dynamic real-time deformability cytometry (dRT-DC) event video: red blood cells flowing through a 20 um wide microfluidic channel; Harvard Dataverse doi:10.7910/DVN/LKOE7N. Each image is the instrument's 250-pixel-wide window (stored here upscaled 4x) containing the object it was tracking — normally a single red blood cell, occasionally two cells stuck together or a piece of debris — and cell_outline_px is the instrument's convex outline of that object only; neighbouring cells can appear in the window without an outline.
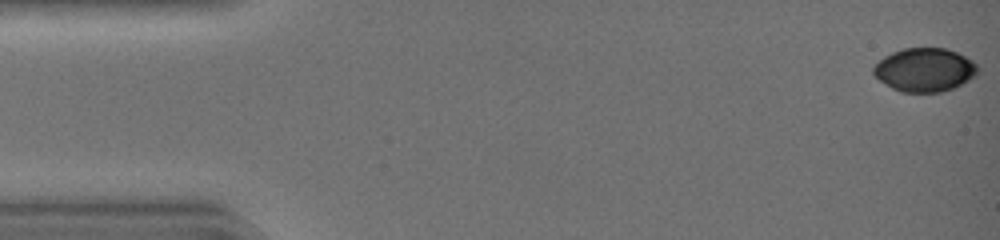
{"species": "common noctule bat (a hibernating species)", "species_latin": "Nyctalus noctula", "temperature_condition": "warm", "stored_images_in_passage": 43, "camera_frame_rate_fps": 3000, "um_per_image_px": 0.085, "animal": {"sex": "female", "body_mass_g": 19.0, "forearm_length_mm": 51.5}, "frame": {"image": 1, "passage_image": 1, "time_ms": 0.0, "image_size_px": [1000, 240], "cell_outline_px": [[980, 68], [976, 76], [952, 88], [940, 92], [900, 92], [892, 88], [880, 80], [872, 72], [872, 68], [884, 56], [892, 52], [904, 48], [944, 48], [956, 52], [972, 60]], "centroid_in_image_um": [78.6, 5.93], "position_along_channel_um": 6.4, "area_um2": 26.36}}
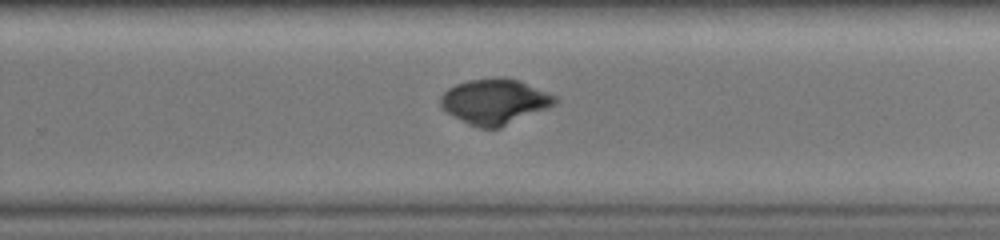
{"frame": {"image": 2, "passage_image": 29, "time_ms": 9.333, "image_size_px": [1000, 240], "cell_outline_px": [[560, 100], [556, 104], [548, 108], [500, 128], [480, 128], [468, 124], [440, 108], [440, 96], [448, 88], [456, 84], [468, 80], [496, 76], [504, 76], [520, 80], [556, 96]], "centroid_in_image_um": [42.06, 8.61], "position_along_channel_um": 287.7, "area_um2": 30.58}}
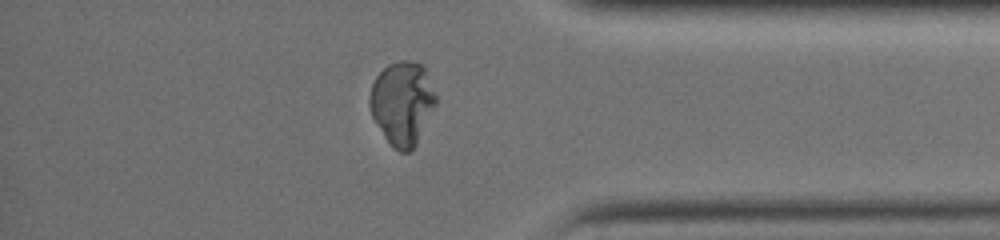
{"frame": {"image": 3, "passage_image": 37, "time_ms": 12.0, "image_size_px": [1000, 240], "cell_outline_px": [[436, 104], [412, 152], [400, 152], [384, 136], [372, 116], [368, 104], [368, 96], [372, 84], [376, 76], [388, 64], [400, 60], [408, 60], [420, 64], [424, 68], [436, 96]], "centroid_in_image_um": [34.17, 8.75], "position_along_channel_um": 401.0, "area_um2": 31.91}}